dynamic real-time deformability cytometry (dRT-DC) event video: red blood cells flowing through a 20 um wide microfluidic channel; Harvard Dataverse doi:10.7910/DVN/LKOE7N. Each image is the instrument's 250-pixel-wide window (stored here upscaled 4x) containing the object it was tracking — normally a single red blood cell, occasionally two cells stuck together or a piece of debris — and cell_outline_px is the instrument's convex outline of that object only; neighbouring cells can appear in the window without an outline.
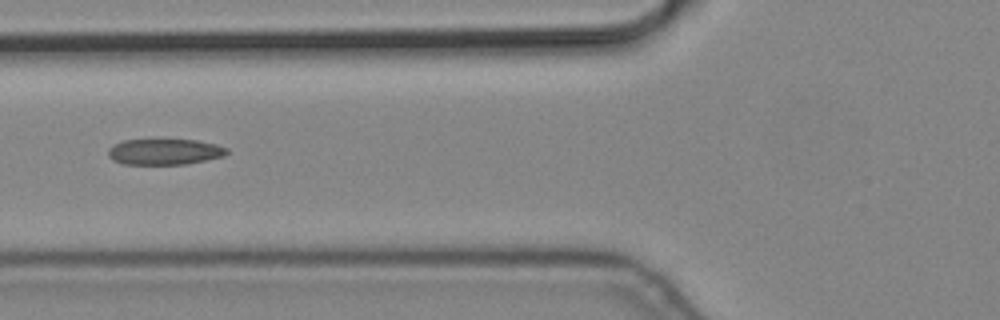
{"species": "common noctule bat (a hibernating species)", "species_latin": "Nyctalus noctula", "temperature_condition": "cold", "stored_images_in_passage": 9, "segment_of_instrument_passage": [2, 2], "camera_frame_rate_fps": 3000, "um_per_image_px": 0.085, "animal": {"sex": "male", "body_mass_g": 19.2, "forearm_length_mm": 51.8}, "frame": {"image": 1, "passage_image": 7, "time_ms": 2.0, "image_size_px": [1000, 320], "cell_outline_px": [[228, 152], [224, 156], [184, 164], [124, 164], [112, 160], [108, 156], [108, 148], [124, 140], [196, 140], [216, 144], [228, 148]], "centroid_in_image_um": [13.98, 12.9], "position_along_channel_um": 111.8, "area_um2": 17.74}}
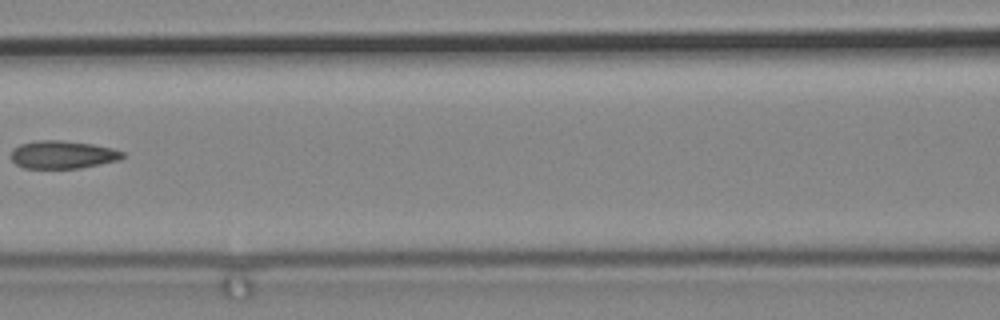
{"frame": {"image": 2, "passage_image": 8, "time_ms": 2.333, "image_size_px": [1000, 320], "cell_outline_px": [[124, 156], [120, 160], [80, 168], [24, 168], [16, 164], [12, 160], [12, 148], [20, 144], [36, 140], [60, 140], [92, 144], [112, 148], [124, 152]], "centroid_in_image_um": [5.32, 13.14], "position_along_channel_um": 161.3, "area_um2": 18.15}}
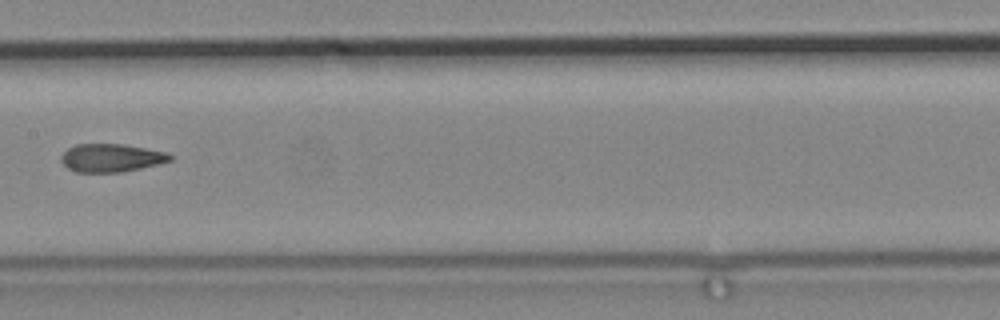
{"frame": {"image": 3, "passage_image": 9, "time_ms": 2.667, "image_size_px": [1000, 320], "cell_outline_px": [[172, 160], [140, 168], [120, 172], [76, 172], [68, 168], [60, 160], [60, 156], [68, 148], [76, 144], [124, 144], [168, 152], [172, 156]], "centroid_in_image_um": [9.44, 13.41], "position_along_channel_um": 198.0, "area_um2": 17.8}}